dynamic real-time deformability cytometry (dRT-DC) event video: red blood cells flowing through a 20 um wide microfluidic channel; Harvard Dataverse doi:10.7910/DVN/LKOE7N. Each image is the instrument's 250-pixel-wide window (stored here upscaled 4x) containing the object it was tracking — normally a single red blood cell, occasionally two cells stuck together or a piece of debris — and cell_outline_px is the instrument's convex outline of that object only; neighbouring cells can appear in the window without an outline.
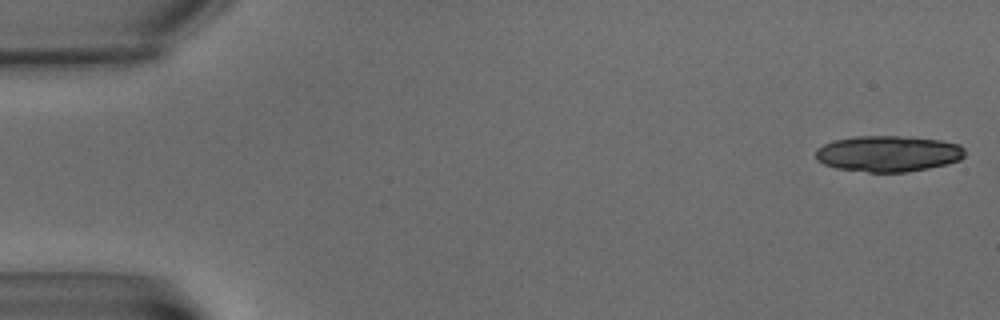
{"species": "common noctule bat (a hibernating species)", "species_latin": "Nyctalus noctula", "temperature_condition": "warm", "stored_images_in_passage": 8, "camera_frame_rate_fps": 3000, "um_per_image_px": 0.085, "animal": {"sex": "male", "body_mass_g": 15.6}, "frame": {"image": 1, "passage_image": 1, "time_ms": 0.0, "image_size_px": [1000, 320], "cell_outline_px": [[964, 156], [960, 160], [948, 164], [928, 168], [904, 172], [868, 172], [836, 168], [824, 164], [816, 160], [816, 148], [832, 140], [856, 136], [900, 136], [940, 140], [960, 144], [964, 148]], "centroid_in_image_um": [75.48, 13.06], "position_along_channel_um": 9.5, "area_um2": 31.44}}
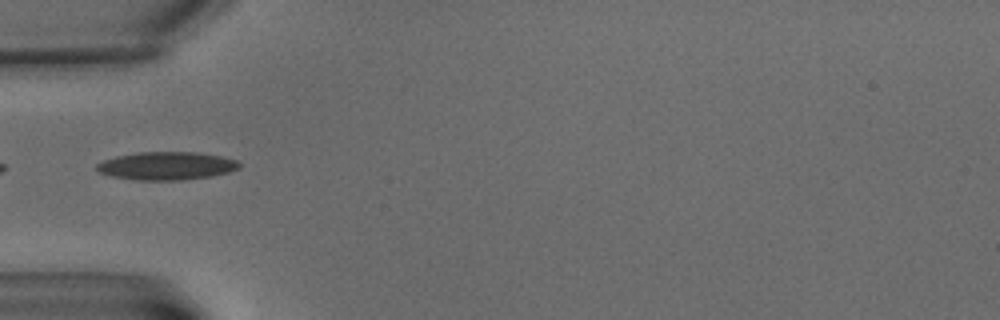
{"frame": {"image": 2, "passage_image": 7, "time_ms": 7.333, "image_size_px": [1000, 320], "cell_outline_px": [[240, 168], [228, 172], [212, 176], [180, 180], [136, 180], [112, 176], [100, 172], [96, 168], [96, 164], [104, 160], [116, 156], [136, 152], [196, 152], [220, 156], [236, 160], [240, 164]], "centroid_in_image_um": [14.15, 14.09], "position_along_channel_um": 70.8, "area_um2": 23.24}}